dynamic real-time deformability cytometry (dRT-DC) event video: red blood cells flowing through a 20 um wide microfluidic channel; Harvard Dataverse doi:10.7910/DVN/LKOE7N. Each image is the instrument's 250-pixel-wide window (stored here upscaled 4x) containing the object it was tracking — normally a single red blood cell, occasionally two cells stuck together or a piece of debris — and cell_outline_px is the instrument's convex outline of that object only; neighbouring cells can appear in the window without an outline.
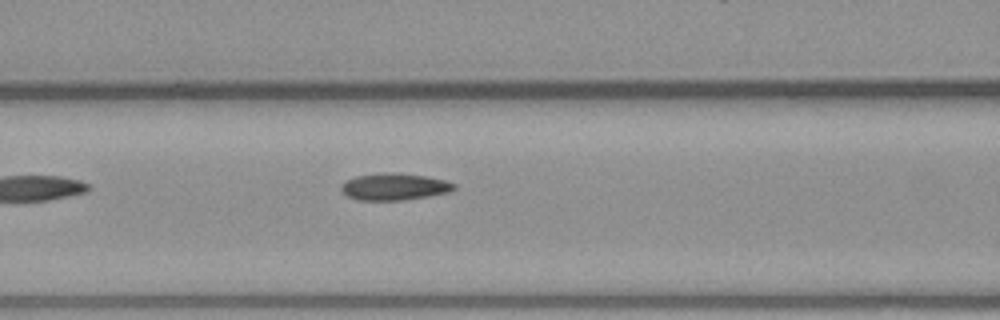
{"species": "common noctule bat (a hibernating species)", "species_latin": "Nyctalus noctula", "temperature_condition": "warm", "stored_images_in_passage": 3, "camera_frame_rate_fps": 3000, "um_per_image_px": 0.085, "animal": {"sex": "male", "body_mass_g": 23.1, "forearm_length_mm": 52.7}, "frame": {"image": 1, "passage_image": 3, "time_ms": 2.333, "image_size_px": [1000, 320], "cell_outline_px": [[456, 188], [448, 192], [428, 196], [404, 200], [356, 200], [348, 196], [340, 188], [340, 184], [344, 180], [356, 176], [384, 172], [392, 172], [424, 176], [444, 180], [456, 184]], "centroid_in_image_um": [33.48, 15.87], "position_along_channel_um": 133.1, "area_um2": 17.69}}